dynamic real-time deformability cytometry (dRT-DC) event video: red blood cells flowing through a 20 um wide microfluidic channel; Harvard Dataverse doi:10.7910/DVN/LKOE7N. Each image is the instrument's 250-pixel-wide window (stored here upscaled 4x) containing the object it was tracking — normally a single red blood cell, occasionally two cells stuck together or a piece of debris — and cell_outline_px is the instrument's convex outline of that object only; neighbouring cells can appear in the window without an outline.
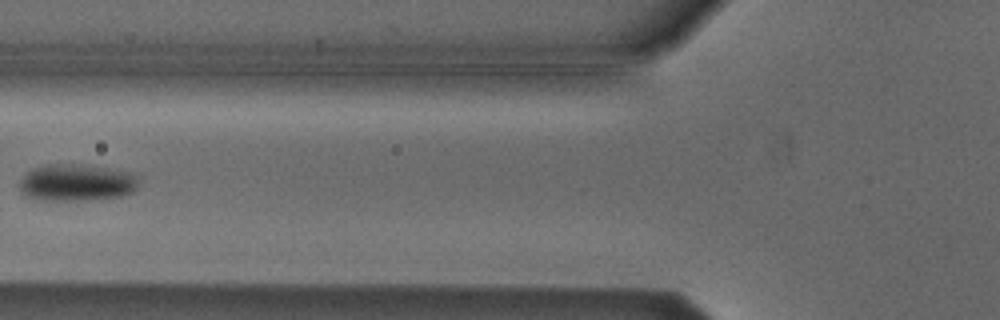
{"species": "Egyptian fruit bat (a non-hibernating species)", "species_latin": "Rousettus aegyptiacus", "temperature_condition": "cold", "stored_images_in_passage": 6, "camera_frame_rate_fps": 3000, "um_per_image_px": 0.085, "animal": {"sex": "male"}, "frame": {"image": 1, "passage_image": 6, "time_ms": 1.667, "image_size_px": [1000, 320], "cell_outline_px": [[136, 188], [132, 192], [120, 196], [84, 200], [36, 200], [24, 196], [20, 192], [20, 180], [32, 168], [44, 164], [76, 164], [108, 168], [128, 172], [136, 176]], "centroid_in_image_um": [6.43, 15.52], "position_along_channel_um": 119.4, "area_um2": 25.55}}